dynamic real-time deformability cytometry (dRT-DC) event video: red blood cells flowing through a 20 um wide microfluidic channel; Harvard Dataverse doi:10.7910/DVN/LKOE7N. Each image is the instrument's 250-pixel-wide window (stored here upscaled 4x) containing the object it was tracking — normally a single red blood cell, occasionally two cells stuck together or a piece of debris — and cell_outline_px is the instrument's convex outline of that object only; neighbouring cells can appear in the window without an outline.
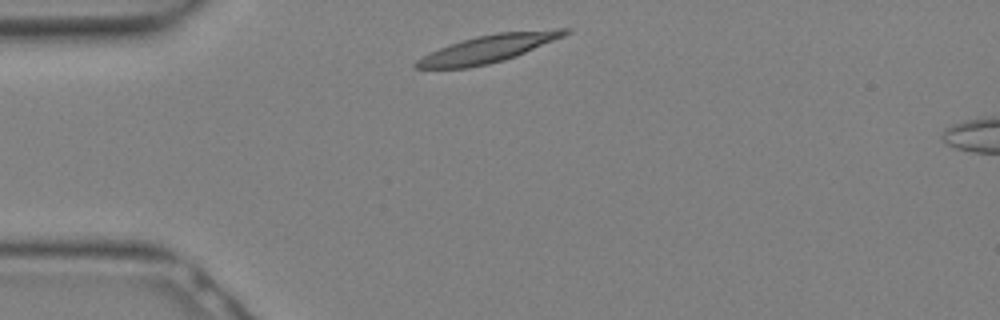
{"species": "Egyptian fruit bat (a non-hibernating species)", "species_latin": "Rousettus aegyptiacus", "temperature_condition": "warm", "stored_images_in_passage": 10, "camera_frame_rate_fps": 3000, "um_per_image_px": 0.085, "animal": {"sex": "female"}, "frame": {"image": 1, "passage_image": 1, "time_ms": 0.0, "image_size_px": [1000, 320], "cell_outline_px": [[572, 32], [564, 36], [516, 56], [504, 60], [488, 64], [468, 68], [412, 68], [412, 64], [416, 60], [440, 48], [460, 40], [476, 36], [496, 32], [556, 28], [572, 28]], "centroid_in_image_um": [41.55, 4.12], "position_along_channel_um": 43.5, "area_um2": 24.1}}
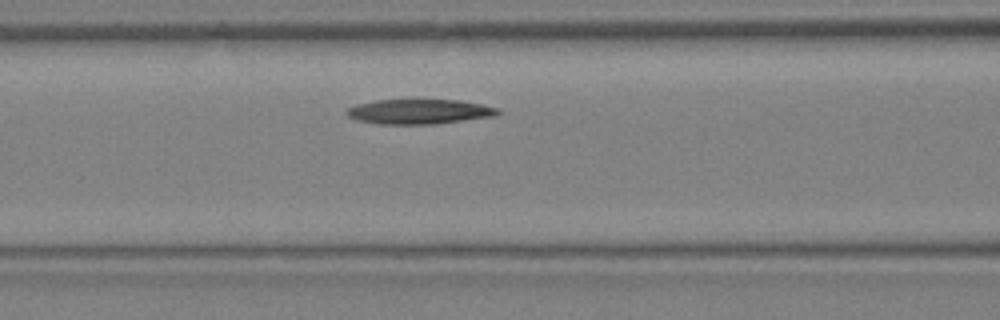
{"frame": {"image": 2, "passage_image": 6, "time_ms": 1.667, "image_size_px": [1000, 320], "cell_outline_px": [[500, 112], [496, 116], [436, 124], [380, 124], [356, 120], [348, 116], [344, 112], [348, 108], [356, 104], [376, 100], [460, 100], [480, 104], [496, 108]], "centroid_in_image_um": [35.6, 9.49], "position_along_channel_um": 131.0, "area_um2": 21.85}}
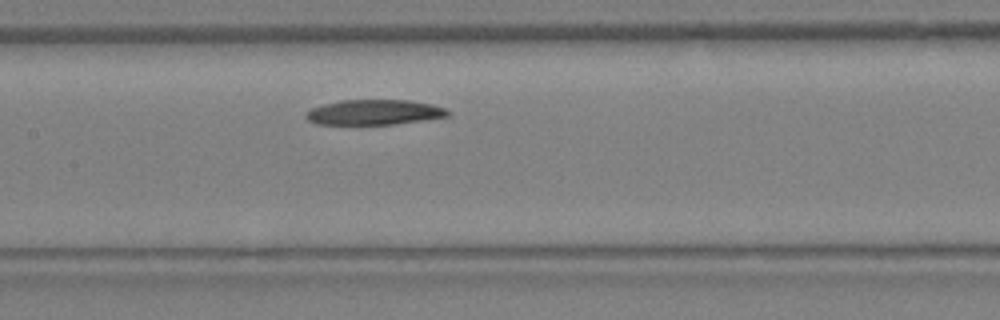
{"frame": {"image": 3, "passage_image": 8, "time_ms": 2.333, "image_size_px": [1000, 320], "cell_outline_px": [[452, 112], [448, 116], [396, 124], [316, 124], [308, 120], [304, 116], [312, 108], [324, 104], [340, 100], [408, 100], [432, 104], [444, 108]], "centroid_in_image_um": [31.82, 9.54], "position_along_channel_um": 175.6, "area_um2": 20.69}}